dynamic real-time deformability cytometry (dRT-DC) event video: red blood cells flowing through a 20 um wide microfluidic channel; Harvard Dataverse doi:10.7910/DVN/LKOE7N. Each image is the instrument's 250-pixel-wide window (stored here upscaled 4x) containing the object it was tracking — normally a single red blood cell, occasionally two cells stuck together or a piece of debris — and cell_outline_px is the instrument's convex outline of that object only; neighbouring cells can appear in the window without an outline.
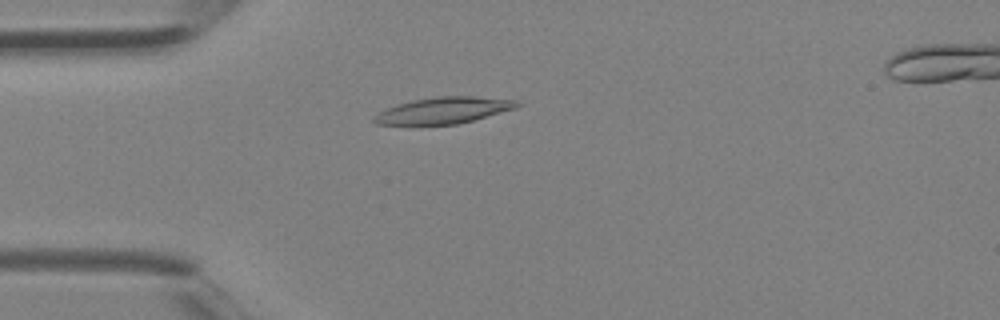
{"species": "Egyptian fruit bat (a non-hibernating species)", "species_latin": "Rousettus aegyptiacus", "temperature_condition": "room temperature", "stored_images_in_passage": 34, "camera_frame_rate_fps": 3000, "um_per_image_px": 0.085, "animal": {"sex": "female"}, "frame": {"image": 1, "passage_image": 5, "time_ms": 1.333, "image_size_px": [1000, 320], "cell_outline_px": [[520, 104], [516, 108], [472, 120], [456, 124], [376, 124], [372, 120], [372, 116], [384, 108], [396, 104], [412, 100], [436, 96], [472, 96], [516, 100]], "centroid_in_image_um": [37.64, 9.37], "position_along_channel_um": 47.4, "area_um2": 21.85}}
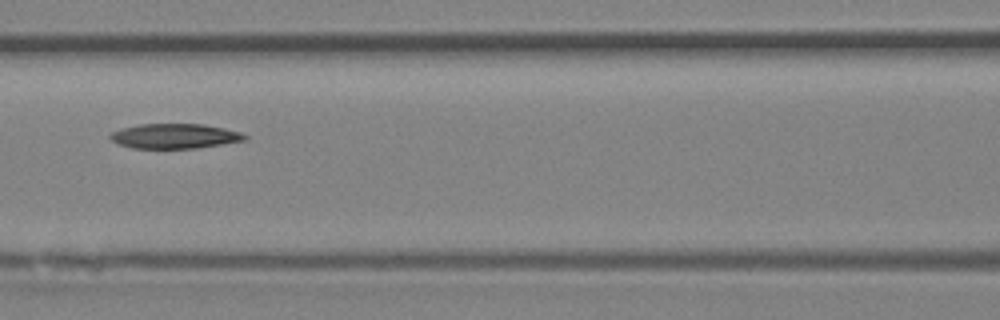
{"frame": {"image": 2, "passage_image": 12, "time_ms": 3.667, "image_size_px": [1000, 320], "cell_outline_px": [[248, 140], [196, 148], [132, 148], [116, 144], [108, 136], [112, 132], [120, 128], [140, 124], [204, 124], [224, 128], [240, 132], [248, 136]], "centroid_in_image_um": [14.84, 11.57], "position_along_channel_um": 151.8, "area_um2": 19.59}}
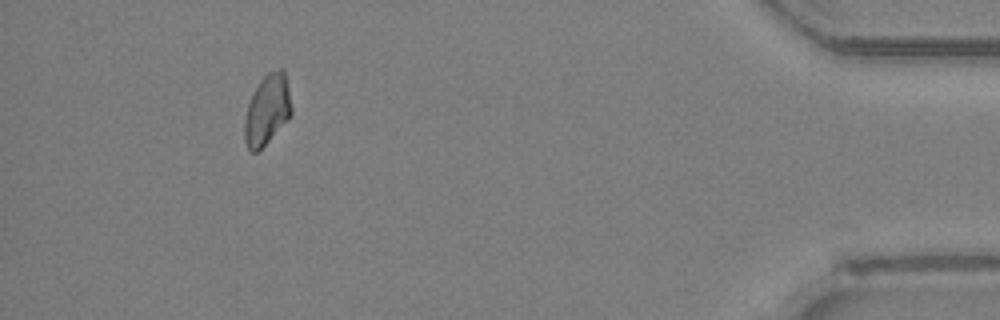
{"frame": {"image": 3, "passage_image": 31, "time_ms": 10.0, "image_size_px": [1000, 320], "cell_outline_px": [[292, 112], [288, 120], [256, 152], [248, 152], [244, 140], [244, 124], [248, 104], [260, 80], [268, 72], [280, 68], [284, 68], [292, 108]], "centroid_in_image_um": [22.71, 9.33], "position_along_channel_um": 412.5, "area_um2": 19.02}}